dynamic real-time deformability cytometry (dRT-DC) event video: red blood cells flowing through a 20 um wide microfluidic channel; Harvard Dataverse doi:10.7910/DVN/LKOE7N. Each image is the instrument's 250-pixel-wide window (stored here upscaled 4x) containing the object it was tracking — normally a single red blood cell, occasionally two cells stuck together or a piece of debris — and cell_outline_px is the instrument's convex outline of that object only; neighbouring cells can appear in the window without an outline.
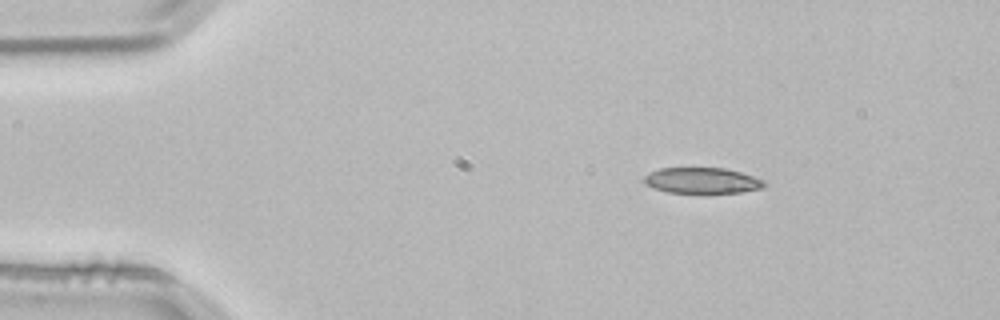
{"species": "common noctule bat (a hibernating species)", "species_latin": "Nyctalus noctula", "temperature_condition": "room temperature", "stored_images_in_passage": 2, "camera_frame_rate_fps": 3000, "um_per_image_px": 0.085, "animal": {"sex": "male", "body_mass_g": 21.5, "forearm_length_mm": 52.0}, "frame": {"image": 1, "passage_image": 1, "time_ms": 0.0, "image_size_px": [1000, 320], "cell_outline_px": [[768, 184], [764, 188], [740, 192], [668, 192], [652, 188], [644, 184], [644, 176], [648, 172], [660, 168], [724, 168], [740, 172], [764, 180]], "centroid_in_image_um": [59.66, 15.34], "position_along_channel_um": 25.3, "area_um2": 18.03}}